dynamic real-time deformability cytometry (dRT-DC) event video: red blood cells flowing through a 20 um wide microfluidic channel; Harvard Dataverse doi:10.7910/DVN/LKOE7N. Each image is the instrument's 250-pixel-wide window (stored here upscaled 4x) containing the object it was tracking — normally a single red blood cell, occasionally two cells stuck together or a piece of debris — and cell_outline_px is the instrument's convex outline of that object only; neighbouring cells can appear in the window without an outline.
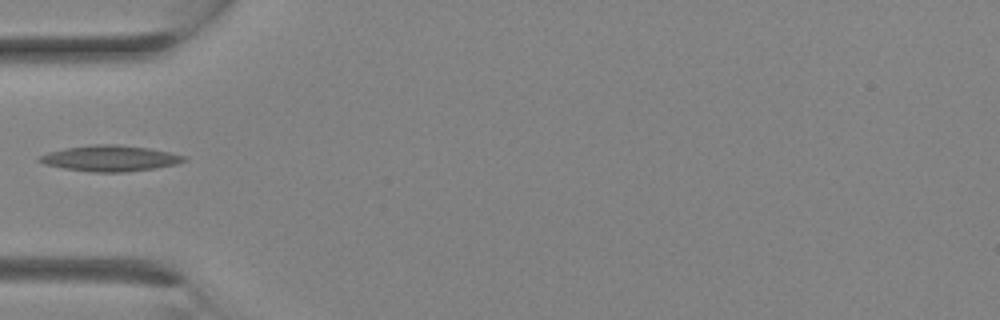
{"species": "Egyptian fruit bat (a non-hibernating species)", "species_latin": "Rousettus aegyptiacus", "temperature_condition": "room temperature", "stored_images_in_passage": 2, "camera_frame_rate_fps": 3000, "um_per_image_px": 0.085, "animal": {"sex": "female"}, "frame": {"image": 1, "passage_image": 1, "time_ms": 0.0, "image_size_px": [1000, 320], "cell_outline_px": [[188, 160], [176, 164], [152, 168], [124, 172], [92, 172], [64, 168], [44, 164], [36, 160], [40, 156], [48, 152], [64, 148], [96, 144], [116, 144], [148, 148], [188, 156]], "centroid_in_image_um": [9.35, 13.45], "position_along_channel_um": 75.6, "area_um2": 21.68}}